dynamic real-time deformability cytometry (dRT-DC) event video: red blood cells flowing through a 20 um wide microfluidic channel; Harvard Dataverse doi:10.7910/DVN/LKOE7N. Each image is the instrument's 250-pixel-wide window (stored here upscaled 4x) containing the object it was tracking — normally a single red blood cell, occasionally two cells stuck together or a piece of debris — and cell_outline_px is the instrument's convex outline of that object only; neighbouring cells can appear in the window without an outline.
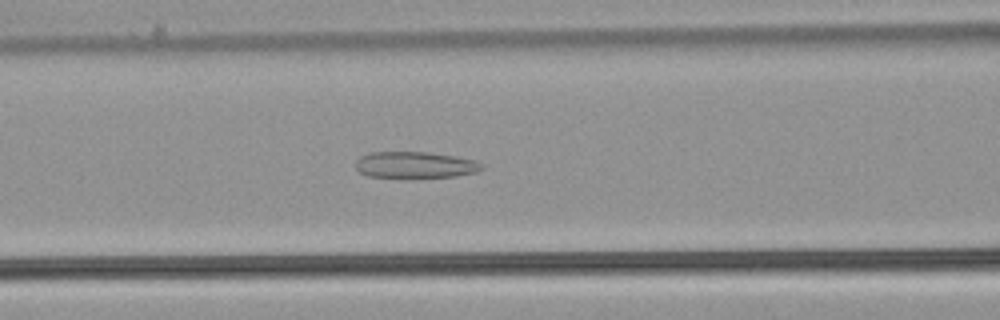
{"species": "common noctule bat (a hibernating species)", "species_latin": "Nyctalus noctula", "temperature_condition": "warm", "stored_images_in_passage": 46, "camera_frame_rate_fps": 3000, "um_per_image_px": 0.085, "animal": {"sex": "male", "body_mass_g": 21.5, "forearm_length_mm": 52.0}, "frame": {"image": 1, "passage_image": 16, "time_ms": 5.0, "image_size_px": [1000, 320], "cell_outline_px": [[484, 168], [476, 172], [456, 176], [368, 176], [360, 172], [356, 168], [356, 160], [360, 156], [368, 152], [428, 152], [456, 156], [476, 160], [484, 164]], "centroid_in_image_um": [35.31, 13.98], "position_along_channel_um": 131.3, "area_um2": 19.13}}
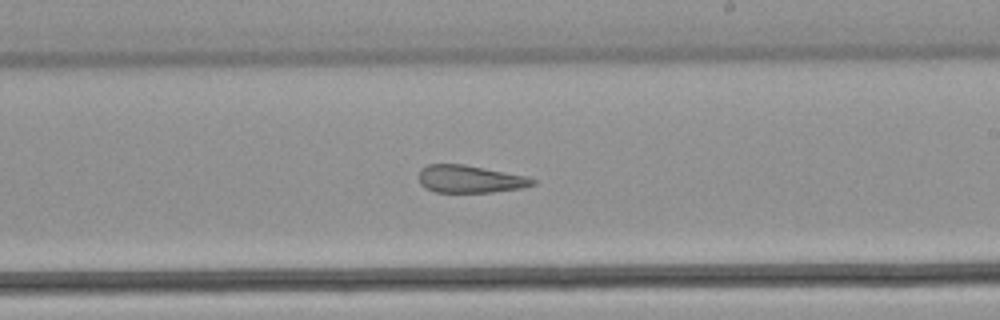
{"frame": {"image": 2, "passage_image": 25, "time_ms": 8.0, "image_size_px": [1000, 320], "cell_outline_px": [[536, 184], [524, 188], [492, 192], [436, 192], [424, 188], [420, 184], [420, 168], [428, 164], [464, 164], [524, 176], [536, 180]], "centroid_in_image_um": [39.93, 15.22], "position_along_channel_um": 249.1, "area_um2": 18.21}}
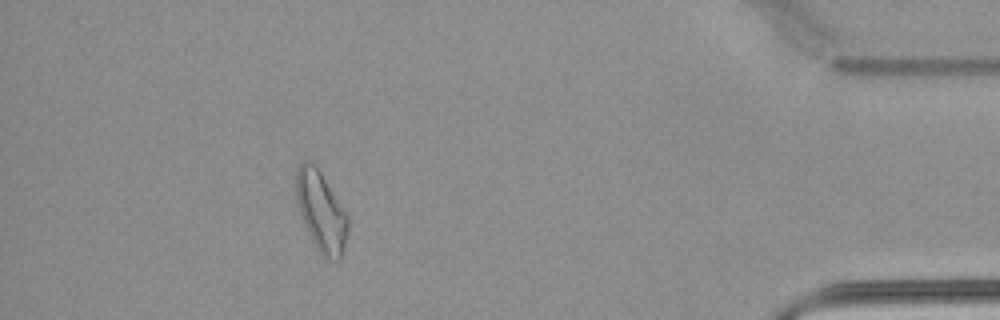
{"frame": {"image": 3, "passage_image": 41, "time_ms": 13.333, "image_size_px": [1000, 320], "cell_outline_px": [[348, 232], [344, 248], [340, 260], [328, 260], [316, 248], [312, 240], [300, 212], [296, 196], [296, 172], [300, 164], [304, 160], [308, 160], [316, 164], [348, 216]], "centroid_in_image_um": [27.31, 17.96], "position_along_channel_um": 407.9, "area_um2": 23.93}, "authors_computed_cell_mechanics": {"area_um2": 22.1085, "velocity_mm_per_s": 3.9391, "shape_relaxation_time_tau1_ms": null, "shape_relaxation_time_tau2_ms": 3.0131, "deformation_change_tau1": null, "deformation_change_tau2": 0.1372}}